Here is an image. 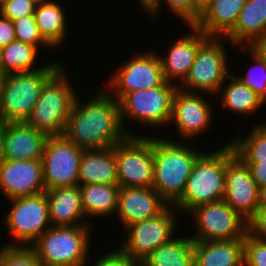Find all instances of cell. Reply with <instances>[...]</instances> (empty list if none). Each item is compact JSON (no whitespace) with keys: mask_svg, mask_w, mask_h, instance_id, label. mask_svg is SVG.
<instances>
[{"mask_svg":"<svg viewBox=\"0 0 266 266\" xmlns=\"http://www.w3.org/2000/svg\"><path fill=\"white\" fill-rule=\"evenodd\" d=\"M82 103L76 96L63 136L81 149L113 147L124 140L119 101L106 89Z\"/></svg>","mask_w":266,"mask_h":266,"instance_id":"1","label":"cell"},{"mask_svg":"<svg viewBox=\"0 0 266 266\" xmlns=\"http://www.w3.org/2000/svg\"><path fill=\"white\" fill-rule=\"evenodd\" d=\"M181 143L153 136L152 187L169 205H174L182 197L194 164L203 154L188 143Z\"/></svg>","mask_w":266,"mask_h":266,"instance_id":"2","label":"cell"},{"mask_svg":"<svg viewBox=\"0 0 266 266\" xmlns=\"http://www.w3.org/2000/svg\"><path fill=\"white\" fill-rule=\"evenodd\" d=\"M91 226H51L30 247L41 266H86Z\"/></svg>","mask_w":266,"mask_h":266,"instance_id":"3","label":"cell"},{"mask_svg":"<svg viewBox=\"0 0 266 266\" xmlns=\"http://www.w3.org/2000/svg\"><path fill=\"white\" fill-rule=\"evenodd\" d=\"M62 66L58 60L34 72L4 75L0 97V121H26L40 97L46 81Z\"/></svg>","mask_w":266,"mask_h":266,"instance_id":"4","label":"cell"},{"mask_svg":"<svg viewBox=\"0 0 266 266\" xmlns=\"http://www.w3.org/2000/svg\"><path fill=\"white\" fill-rule=\"evenodd\" d=\"M226 175V144L212 153H203L194 164L182 197L173 205L177 212L223 199Z\"/></svg>","mask_w":266,"mask_h":266,"instance_id":"5","label":"cell"},{"mask_svg":"<svg viewBox=\"0 0 266 266\" xmlns=\"http://www.w3.org/2000/svg\"><path fill=\"white\" fill-rule=\"evenodd\" d=\"M62 65L44 84L40 97L26 122L47 136L62 135L76 93Z\"/></svg>","mask_w":266,"mask_h":266,"instance_id":"6","label":"cell"},{"mask_svg":"<svg viewBox=\"0 0 266 266\" xmlns=\"http://www.w3.org/2000/svg\"><path fill=\"white\" fill-rule=\"evenodd\" d=\"M177 84L167 82L164 86L126 93L119 100L120 118L125 132L128 135H137L135 132L131 133L124 126L125 117L128 119L130 117L141 124L149 125V127L168 126L171 123L174 98L180 89V83Z\"/></svg>","mask_w":266,"mask_h":266,"instance_id":"7","label":"cell"},{"mask_svg":"<svg viewBox=\"0 0 266 266\" xmlns=\"http://www.w3.org/2000/svg\"><path fill=\"white\" fill-rule=\"evenodd\" d=\"M221 39L208 37L199 46L188 76L183 84H179L180 90L193 93L201 91L213 97L218 95L222 84L231 74L228 72L227 49H224Z\"/></svg>","mask_w":266,"mask_h":266,"instance_id":"8","label":"cell"},{"mask_svg":"<svg viewBox=\"0 0 266 266\" xmlns=\"http://www.w3.org/2000/svg\"><path fill=\"white\" fill-rule=\"evenodd\" d=\"M117 181L120 188L152 187L153 183V137L128 135L114 145Z\"/></svg>","mask_w":266,"mask_h":266,"instance_id":"9","label":"cell"},{"mask_svg":"<svg viewBox=\"0 0 266 266\" xmlns=\"http://www.w3.org/2000/svg\"><path fill=\"white\" fill-rule=\"evenodd\" d=\"M9 201L12 208L5 216L4 224L16 241L4 246L30 247L51 227L45 192Z\"/></svg>","mask_w":266,"mask_h":266,"instance_id":"10","label":"cell"},{"mask_svg":"<svg viewBox=\"0 0 266 266\" xmlns=\"http://www.w3.org/2000/svg\"><path fill=\"white\" fill-rule=\"evenodd\" d=\"M196 224L193 241H229L245 239L247 221L223 199L197 206L190 211ZM193 214V215H191Z\"/></svg>","mask_w":266,"mask_h":266,"instance_id":"11","label":"cell"},{"mask_svg":"<svg viewBox=\"0 0 266 266\" xmlns=\"http://www.w3.org/2000/svg\"><path fill=\"white\" fill-rule=\"evenodd\" d=\"M83 151L63 135L48 136L41 159L46 190L78 185Z\"/></svg>","mask_w":266,"mask_h":266,"instance_id":"12","label":"cell"},{"mask_svg":"<svg viewBox=\"0 0 266 266\" xmlns=\"http://www.w3.org/2000/svg\"><path fill=\"white\" fill-rule=\"evenodd\" d=\"M175 210L173 205H169L159 215L127 226L124 230L128 236L118 248L142 262L155 249L176 236Z\"/></svg>","mask_w":266,"mask_h":266,"instance_id":"13","label":"cell"},{"mask_svg":"<svg viewBox=\"0 0 266 266\" xmlns=\"http://www.w3.org/2000/svg\"><path fill=\"white\" fill-rule=\"evenodd\" d=\"M116 72L106 90L118 101L126 93L164 86L167 83L163 76L159 55L154 51L141 52L132 56Z\"/></svg>","mask_w":266,"mask_h":266,"instance_id":"14","label":"cell"},{"mask_svg":"<svg viewBox=\"0 0 266 266\" xmlns=\"http://www.w3.org/2000/svg\"><path fill=\"white\" fill-rule=\"evenodd\" d=\"M258 185L248 165L235 154L230 143L226 145V175L223 200L247 222L257 209Z\"/></svg>","mask_w":266,"mask_h":266,"instance_id":"15","label":"cell"},{"mask_svg":"<svg viewBox=\"0 0 266 266\" xmlns=\"http://www.w3.org/2000/svg\"><path fill=\"white\" fill-rule=\"evenodd\" d=\"M0 190L6 198L45 192L42 160H5L0 166Z\"/></svg>","mask_w":266,"mask_h":266,"instance_id":"16","label":"cell"},{"mask_svg":"<svg viewBox=\"0 0 266 266\" xmlns=\"http://www.w3.org/2000/svg\"><path fill=\"white\" fill-rule=\"evenodd\" d=\"M202 94L185 92L179 89L173 104L171 114L172 121L176 125V130L183 140L200 136L209 128L213 112L211 105ZM185 138V139H184Z\"/></svg>","mask_w":266,"mask_h":266,"instance_id":"17","label":"cell"},{"mask_svg":"<svg viewBox=\"0 0 266 266\" xmlns=\"http://www.w3.org/2000/svg\"><path fill=\"white\" fill-rule=\"evenodd\" d=\"M168 206L153 187H123L119 191L116 214L125 229L133 223L159 215Z\"/></svg>","mask_w":266,"mask_h":266,"instance_id":"18","label":"cell"},{"mask_svg":"<svg viewBox=\"0 0 266 266\" xmlns=\"http://www.w3.org/2000/svg\"><path fill=\"white\" fill-rule=\"evenodd\" d=\"M192 33L180 37L172 44L165 57L159 55L165 81L173 83L180 80L181 84L188 76L194 63L199 46L208 36L194 25L189 27Z\"/></svg>","mask_w":266,"mask_h":266,"instance_id":"19","label":"cell"},{"mask_svg":"<svg viewBox=\"0 0 266 266\" xmlns=\"http://www.w3.org/2000/svg\"><path fill=\"white\" fill-rule=\"evenodd\" d=\"M47 138L45 133L36 130L26 121L6 123L5 158L7 160L42 159Z\"/></svg>","mask_w":266,"mask_h":266,"instance_id":"20","label":"cell"},{"mask_svg":"<svg viewBox=\"0 0 266 266\" xmlns=\"http://www.w3.org/2000/svg\"><path fill=\"white\" fill-rule=\"evenodd\" d=\"M247 0H206L194 26L208 37H226Z\"/></svg>","mask_w":266,"mask_h":266,"instance_id":"21","label":"cell"},{"mask_svg":"<svg viewBox=\"0 0 266 266\" xmlns=\"http://www.w3.org/2000/svg\"><path fill=\"white\" fill-rule=\"evenodd\" d=\"M51 226L91 225L83 222L79 185L45 190Z\"/></svg>","mask_w":266,"mask_h":266,"instance_id":"22","label":"cell"},{"mask_svg":"<svg viewBox=\"0 0 266 266\" xmlns=\"http://www.w3.org/2000/svg\"><path fill=\"white\" fill-rule=\"evenodd\" d=\"M264 37H266V0H247L233 30L221 41L226 43L227 40L235 46L250 47L255 41Z\"/></svg>","mask_w":266,"mask_h":266,"instance_id":"23","label":"cell"},{"mask_svg":"<svg viewBox=\"0 0 266 266\" xmlns=\"http://www.w3.org/2000/svg\"><path fill=\"white\" fill-rule=\"evenodd\" d=\"M90 184H118L114 146L83 151L78 185Z\"/></svg>","mask_w":266,"mask_h":266,"instance_id":"24","label":"cell"},{"mask_svg":"<svg viewBox=\"0 0 266 266\" xmlns=\"http://www.w3.org/2000/svg\"><path fill=\"white\" fill-rule=\"evenodd\" d=\"M195 266H244V239L193 241Z\"/></svg>","mask_w":266,"mask_h":266,"instance_id":"25","label":"cell"},{"mask_svg":"<svg viewBox=\"0 0 266 266\" xmlns=\"http://www.w3.org/2000/svg\"><path fill=\"white\" fill-rule=\"evenodd\" d=\"M57 3L52 0H40L34 12L39 32L52 48H58L67 35L66 14Z\"/></svg>","mask_w":266,"mask_h":266,"instance_id":"26","label":"cell"},{"mask_svg":"<svg viewBox=\"0 0 266 266\" xmlns=\"http://www.w3.org/2000/svg\"><path fill=\"white\" fill-rule=\"evenodd\" d=\"M79 188L86 219L87 216L105 217L117 212L118 184L79 185Z\"/></svg>","mask_w":266,"mask_h":266,"instance_id":"27","label":"cell"},{"mask_svg":"<svg viewBox=\"0 0 266 266\" xmlns=\"http://www.w3.org/2000/svg\"><path fill=\"white\" fill-rule=\"evenodd\" d=\"M142 266H195L193 240L174 236L147 256Z\"/></svg>","mask_w":266,"mask_h":266,"instance_id":"28","label":"cell"},{"mask_svg":"<svg viewBox=\"0 0 266 266\" xmlns=\"http://www.w3.org/2000/svg\"><path fill=\"white\" fill-rule=\"evenodd\" d=\"M230 78L231 82L228 84L224 82L218 93V95L221 94L218 97L221 100L219 104H222L224 106L223 108H227L226 110L233 111L236 114L250 115L256 113L263 107L262 105L265 103L254 91L242 84L233 74L229 75Z\"/></svg>","mask_w":266,"mask_h":266,"instance_id":"29","label":"cell"},{"mask_svg":"<svg viewBox=\"0 0 266 266\" xmlns=\"http://www.w3.org/2000/svg\"><path fill=\"white\" fill-rule=\"evenodd\" d=\"M37 52L39 51L35 46L17 40L10 42L0 48V72L6 75L42 69L43 66L32 68L39 56Z\"/></svg>","mask_w":266,"mask_h":266,"instance_id":"30","label":"cell"},{"mask_svg":"<svg viewBox=\"0 0 266 266\" xmlns=\"http://www.w3.org/2000/svg\"><path fill=\"white\" fill-rule=\"evenodd\" d=\"M263 124L256 125L245 138L235 136L230 142L235 154L244 162H266V123Z\"/></svg>","mask_w":266,"mask_h":266,"instance_id":"31","label":"cell"},{"mask_svg":"<svg viewBox=\"0 0 266 266\" xmlns=\"http://www.w3.org/2000/svg\"><path fill=\"white\" fill-rule=\"evenodd\" d=\"M163 3L189 26L194 25L200 17L202 5L197 0H143L141 5L146 14L156 17Z\"/></svg>","mask_w":266,"mask_h":266,"instance_id":"32","label":"cell"},{"mask_svg":"<svg viewBox=\"0 0 266 266\" xmlns=\"http://www.w3.org/2000/svg\"><path fill=\"white\" fill-rule=\"evenodd\" d=\"M244 52L250 51L254 65H251L247 75L235 76L242 84L254 91L266 104V62L250 47H240ZM248 48V49H247Z\"/></svg>","mask_w":266,"mask_h":266,"instance_id":"33","label":"cell"},{"mask_svg":"<svg viewBox=\"0 0 266 266\" xmlns=\"http://www.w3.org/2000/svg\"><path fill=\"white\" fill-rule=\"evenodd\" d=\"M12 22L17 41L35 46L38 50L39 45L52 48L41 36L34 15L23 16Z\"/></svg>","mask_w":266,"mask_h":266,"instance_id":"34","label":"cell"},{"mask_svg":"<svg viewBox=\"0 0 266 266\" xmlns=\"http://www.w3.org/2000/svg\"><path fill=\"white\" fill-rule=\"evenodd\" d=\"M0 266H41L31 247L4 246L0 248Z\"/></svg>","mask_w":266,"mask_h":266,"instance_id":"35","label":"cell"},{"mask_svg":"<svg viewBox=\"0 0 266 266\" xmlns=\"http://www.w3.org/2000/svg\"><path fill=\"white\" fill-rule=\"evenodd\" d=\"M244 266H266V241L246 234L244 239Z\"/></svg>","mask_w":266,"mask_h":266,"instance_id":"36","label":"cell"},{"mask_svg":"<svg viewBox=\"0 0 266 266\" xmlns=\"http://www.w3.org/2000/svg\"><path fill=\"white\" fill-rule=\"evenodd\" d=\"M40 0H1L0 13L11 21L28 15H34Z\"/></svg>","mask_w":266,"mask_h":266,"instance_id":"37","label":"cell"},{"mask_svg":"<svg viewBox=\"0 0 266 266\" xmlns=\"http://www.w3.org/2000/svg\"><path fill=\"white\" fill-rule=\"evenodd\" d=\"M104 254L93 266H142V262L124 253L120 248Z\"/></svg>","mask_w":266,"mask_h":266,"instance_id":"38","label":"cell"},{"mask_svg":"<svg viewBox=\"0 0 266 266\" xmlns=\"http://www.w3.org/2000/svg\"><path fill=\"white\" fill-rule=\"evenodd\" d=\"M248 234L266 241V206L256 209L254 216L247 222Z\"/></svg>","mask_w":266,"mask_h":266,"instance_id":"39","label":"cell"},{"mask_svg":"<svg viewBox=\"0 0 266 266\" xmlns=\"http://www.w3.org/2000/svg\"><path fill=\"white\" fill-rule=\"evenodd\" d=\"M16 40L13 22L0 13V48Z\"/></svg>","mask_w":266,"mask_h":266,"instance_id":"40","label":"cell"},{"mask_svg":"<svg viewBox=\"0 0 266 266\" xmlns=\"http://www.w3.org/2000/svg\"><path fill=\"white\" fill-rule=\"evenodd\" d=\"M258 186L266 185V162H245Z\"/></svg>","mask_w":266,"mask_h":266,"instance_id":"41","label":"cell"},{"mask_svg":"<svg viewBox=\"0 0 266 266\" xmlns=\"http://www.w3.org/2000/svg\"><path fill=\"white\" fill-rule=\"evenodd\" d=\"M250 48L266 62V37L255 41Z\"/></svg>","mask_w":266,"mask_h":266,"instance_id":"42","label":"cell"},{"mask_svg":"<svg viewBox=\"0 0 266 266\" xmlns=\"http://www.w3.org/2000/svg\"><path fill=\"white\" fill-rule=\"evenodd\" d=\"M5 133H6V123L0 121V166L6 160L5 149H4Z\"/></svg>","mask_w":266,"mask_h":266,"instance_id":"43","label":"cell"},{"mask_svg":"<svg viewBox=\"0 0 266 266\" xmlns=\"http://www.w3.org/2000/svg\"><path fill=\"white\" fill-rule=\"evenodd\" d=\"M266 206V185L258 186L257 208Z\"/></svg>","mask_w":266,"mask_h":266,"instance_id":"44","label":"cell"},{"mask_svg":"<svg viewBox=\"0 0 266 266\" xmlns=\"http://www.w3.org/2000/svg\"><path fill=\"white\" fill-rule=\"evenodd\" d=\"M4 75H5L4 73L0 72V97H1V94H2Z\"/></svg>","mask_w":266,"mask_h":266,"instance_id":"45","label":"cell"},{"mask_svg":"<svg viewBox=\"0 0 266 266\" xmlns=\"http://www.w3.org/2000/svg\"><path fill=\"white\" fill-rule=\"evenodd\" d=\"M201 5L206 1V0H197Z\"/></svg>","mask_w":266,"mask_h":266,"instance_id":"46","label":"cell"}]
</instances>
